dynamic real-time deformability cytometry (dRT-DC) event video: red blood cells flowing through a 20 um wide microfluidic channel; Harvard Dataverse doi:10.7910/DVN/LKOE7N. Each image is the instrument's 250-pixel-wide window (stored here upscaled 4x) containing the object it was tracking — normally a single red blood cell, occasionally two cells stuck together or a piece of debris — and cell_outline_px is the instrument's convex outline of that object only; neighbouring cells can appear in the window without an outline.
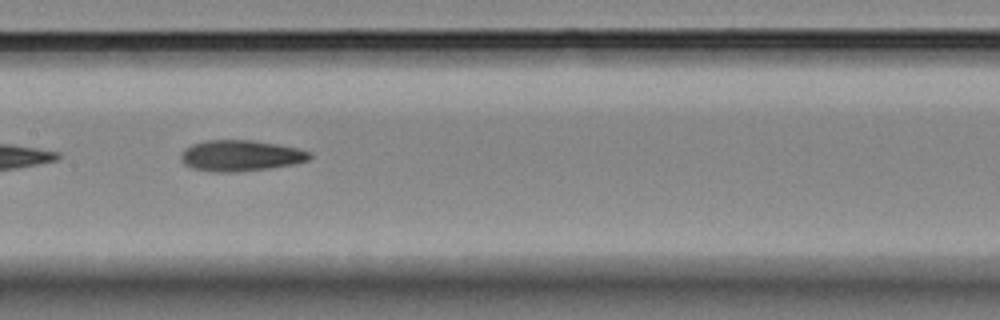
{"species": "Egyptian fruit bat (a non-hibernating species)", "species_latin": "Rousettus aegyptiacus", "temperature_condition": "room temperature", "stored_images_in_passage": 9, "camera_frame_rate_fps": 3000, "um_per_image_px": 0.085, "animal": {"sex": "female"}, "frame": {"image": 1, "passage_image": 8, "time_ms": 8.333, "image_size_px": [1000, 320], "cell_outline_px": [[312, 156], [308, 160], [296, 164], [268, 168], [236, 172], [212, 172], [192, 168], [184, 164], [180, 160], [180, 156], [192, 144], [204, 140], [252, 140], [276, 144], [296, 148], [312, 152]], "centroid_in_image_um": [20.46, 13.23], "position_along_channel_um": 186.9, "area_um2": 23.24}}
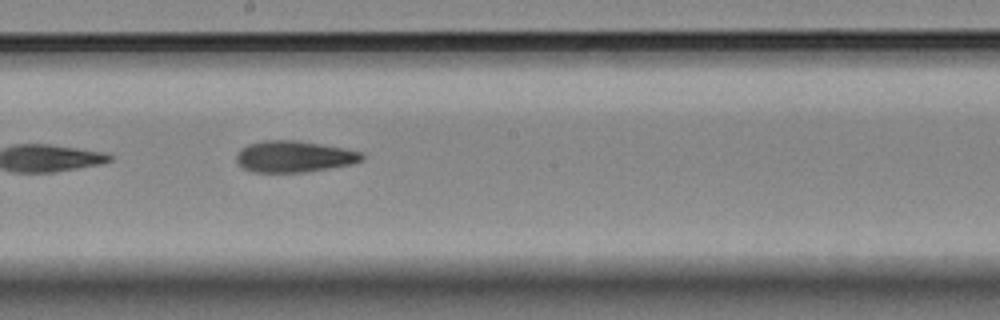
{"frame": {"image": 2, "passage_image": 9, "time_ms": 9.333, "image_size_px": [1000, 320], "cell_outline_px": [[364, 160], [352, 164], [304, 172], [252, 172], [244, 168], [236, 160], [236, 156], [240, 148], [248, 144], [264, 140], [296, 140], [344, 148], [364, 152]], "centroid_in_image_um": [25.01, 13.3], "position_along_channel_um": 223.2, "area_um2": 23.0}}